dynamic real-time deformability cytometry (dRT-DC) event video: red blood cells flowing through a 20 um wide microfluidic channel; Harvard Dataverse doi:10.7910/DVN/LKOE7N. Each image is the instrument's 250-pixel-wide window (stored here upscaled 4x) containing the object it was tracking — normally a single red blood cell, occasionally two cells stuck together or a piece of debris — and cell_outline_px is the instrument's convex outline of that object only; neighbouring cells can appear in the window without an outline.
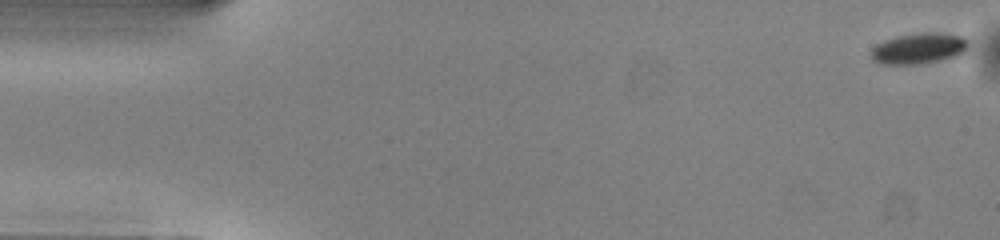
{"species": "common noctule bat (a hibernating species)", "species_latin": "Nyctalus noctula", "temperature_condition": "warm", "stored_images_in_passage": 51, "camera_frame_rate_fps": 3000, "um_per_image_px": 0.085, "animal": {"sex": "male", "body_mass_g": 13.0, "forearm_length_mm": 53.1}, "frame": {"image": 1, "passage_image": 1, "time_ms": 0.0, "image_size_px": [1000, 240], "cell_outline_px": [[968, 48], [964, 52], [956, 56], [940, 60], [920, 64], [880, 64], [872, 60], [872, 48], [876, 44], [884, 40], [896, 36], [920, 32], [936, 32], [964, 36], [968, 40]], "centroid_in_image_um": [78.11, 4.1], "position_along_channel_um": 6.9, "area_um2": 17.69}}
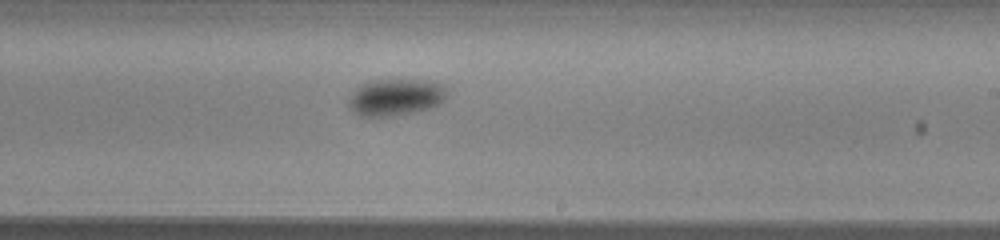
{"frame": {"image": 2, "passage_image": 30, "time_ms": 9.667, "image_size_px": [1000, 240], "cell_outline_px": [[448, 96], [440, 104], [428, 108], [412, 112], [392, 116], [360, 116], [352, 112], [348, 104], [348, 100], [364, 84], [372, 80], [396, 76], [428, 80], [444, 84], [448, 92]], "centroid_in_image_um": [33.71, 8.21], "position_along_channel_um": 255.3, "area_um2": 21.73}}
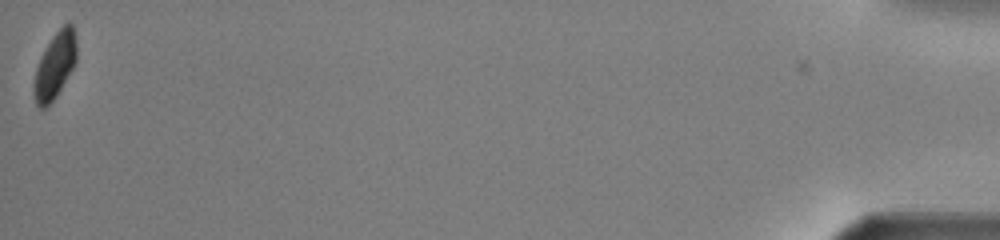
{"frame": {"image": 3, "passage_image": 51, "time_ms": 16.667, "image_size_px": [1000, 240], "cell_outline_px": [[76, 60], [72, 68], [56, 96], [44, 108], [40, 108], [36, 104], [32, 88], [36, 68], [52, 36], [68, 20], [72, 24], [76, 40]], "centroid_in_image_um": [4.66, 5.55], "position_along_channel_um": 430.5, "area_um2": 16.07}, "authors_computed_cell_mechanics": {"area_um2": 18.8428, "velocity_mm_per_s": 4.0183, "shape_relaxation_time_tau1_ms": 1.3393, "shape_relaxation_time_tau2_ms": null, "deformation_change_tau1": 0.0767, "deformation_change_tau2": null}}